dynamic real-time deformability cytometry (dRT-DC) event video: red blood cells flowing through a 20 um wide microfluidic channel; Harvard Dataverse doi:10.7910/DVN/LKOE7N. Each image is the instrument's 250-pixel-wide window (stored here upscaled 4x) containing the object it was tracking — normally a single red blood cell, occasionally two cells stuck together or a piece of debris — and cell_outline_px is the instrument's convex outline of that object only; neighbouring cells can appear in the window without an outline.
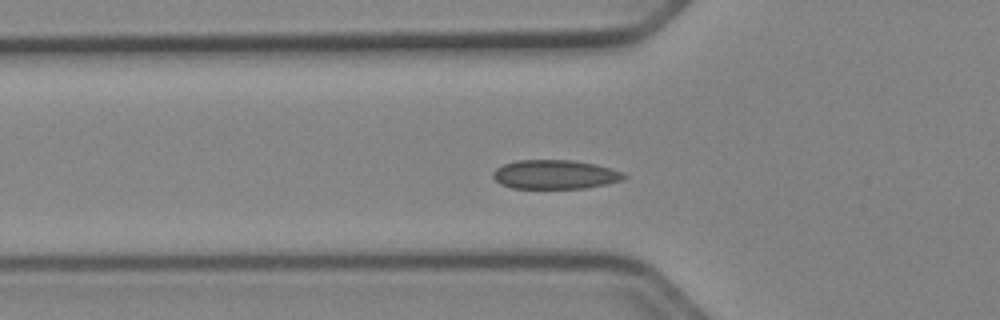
{"species": "Egyptian fruit bat (a non-hibernating species)", "species_latin": "Rousettus aegyptiacus", "temperature_condition": "cold", "stored_images_in_passage": 44, "camera_frame_rate_fps": 3000, "um_per_image_px": 0.085, "animal": {"sex": "female"}, "frame": {"image": 1, "passage_image": 9, "time_ms": 2.667, "image_size_px": [1000, 320], "cell_outline_px": [[628, 176], [624, 180], [584, 188], [512, 188], [500, 184], [492, 176], [492, 172], [496, 168], [504, 164], [516, 160], [572, 160], [596, 164], [612, 168], [624, 172]], "centroid_in_image_um": [47.19, 14.82], "position_along_channel_um": 78.6, "area_um2": 22.31}}
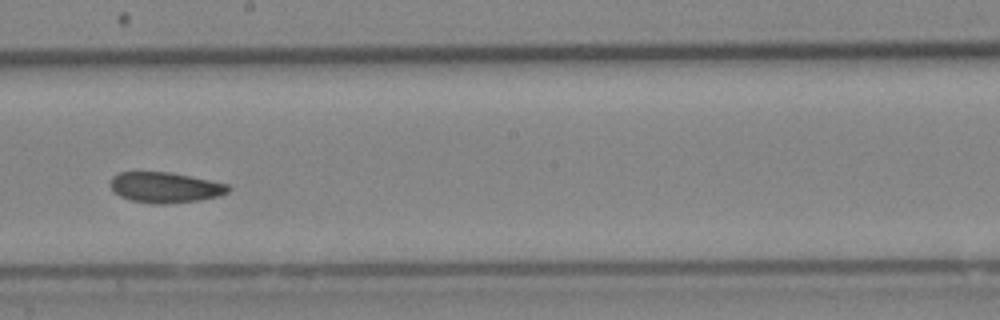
{"frame": {"image": 2, "passage_image": 21, "time_ms": 6.667, "image_size_px": [1000, 320], "cell_outline_px": [[232, 188], [228, 192], [220, 196], [200, 200], [164, 204], [152, 204], [132, 200], [120, 196], [112, 192], [108, 184], [112, 176], [120, 172], [168, 172], [228, 184]], "centroid_in_image_um": [14.0, 15.94], "position_along_channel_um": 234.2, "area_um2": 21.1}}
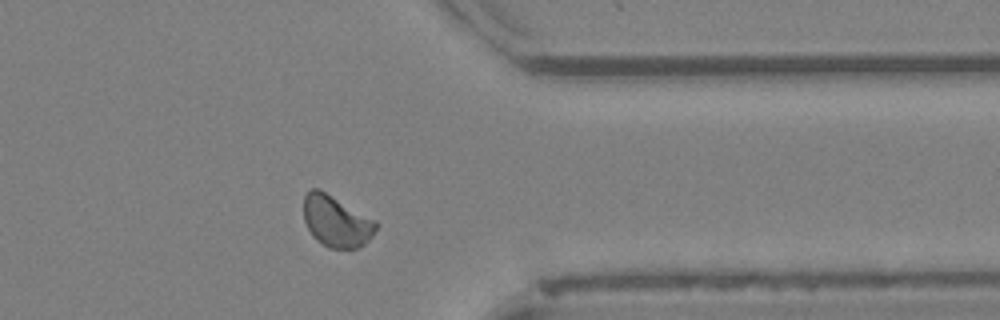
{"frame": {"image": 3, "passage_image": 33, "time_ms": 10.667, "image_size_px": [1000, 320], "cell_outline_px": [[376, 228], [372, 236], [360, 248], [328, 248], [316, 240], [312, 236], [304, 220], [304, 196], [312, 188], [320, 188], [376, 220]], "centroid_in_image_um": [28.58, 18.8], "position_along_channel_um": 382.8, "area_um2": 21.73}, "authors_computed_cell_mechanics": {"area_um2": 21.4438, "velocity_mm_per_s": 3.8992, "shape_relaxation_time_tau1_ms": 8.1691, "shape_relaxation_time_tau2_ms": 5.1166, "deformation_change_tau1": 0.0963, "deformation_change_tau2": 0.0534}}